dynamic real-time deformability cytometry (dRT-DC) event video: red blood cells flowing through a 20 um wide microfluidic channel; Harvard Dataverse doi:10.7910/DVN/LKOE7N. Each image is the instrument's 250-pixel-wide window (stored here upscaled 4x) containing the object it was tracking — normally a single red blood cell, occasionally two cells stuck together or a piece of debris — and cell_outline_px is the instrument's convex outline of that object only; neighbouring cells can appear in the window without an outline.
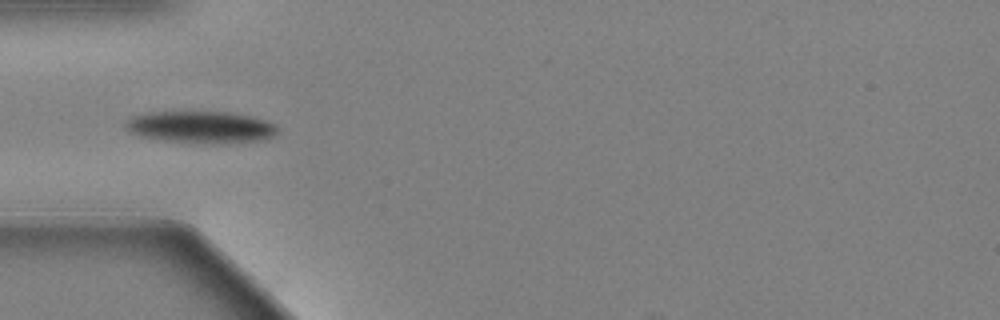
{"species": "Egyptian fruit bat (a non-hibernating species)", "species_latin": "Rousettus aegyptiacus", "temperature_condition": "warm", "stored_images_in_passage": 7, "camera_frame_rate_fps": 3000, "um_per_image_px": 0.085, "animal": {"sex": "female"}, "frame": {"image": 1, "passage_image": 1, "time_ms": 0.0, "image_size_px": [1000, 320], "cell_outline_px": [[276, 132], [272, 136], [264, 140], [224, 144], [212, 144], [164, 140], [140, 136], [128, 132], [124, 128], [124, 120], [132, 116], [148, 112], [228, 112], [252, 116], [276, 124]], "centroid_in_image_um": [17.03, 10.81], "position_along_channel_um": 68.0, "area_um2": 28.61}}
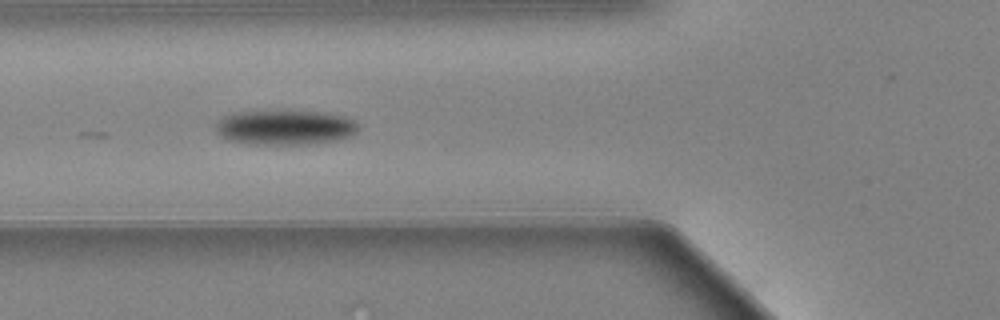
{"frame": {"image": 2, "passage_image": 4, "time_ms": 1.0, "image_size_px": [1000, 320], "cell_outline_px": [[360, 128], [352, 136], [340, 140], [316, 144], [252, 144], [228, 140], [216, 132], [216, 124], [224, 116], [236, 112], [324, 112], [344, 116], [352, 120]], "centroid_in_image_um": [24.27, 10.86], "position_along_channel_um": 101.5, "area_um2": 28.73}}
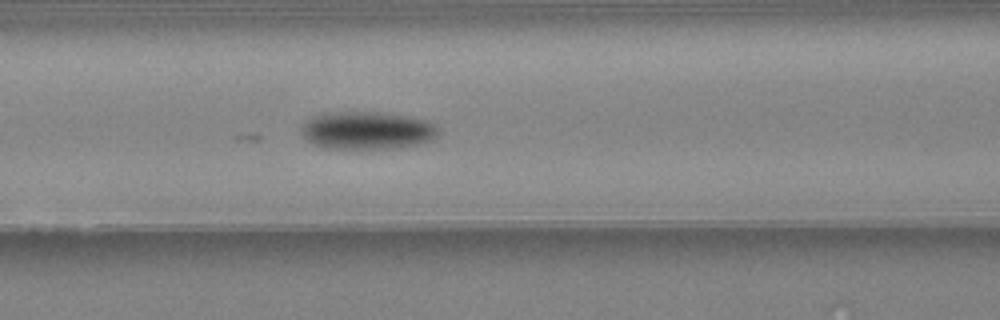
{"frame": {"image": 3, "passage_image": 7, "time_ms": 2.0, "image_size_px": [1000, 320], "cell_outline_px": [[440, 132], [432, 140], [400, 148], [324, 148], [312, 144], [300, 132], [304, 124], [312, 116], [344, 112], [376, 112], [404, 116], [424, 120], [432, 124]], "centroid_in_image_um": [31.19, 11.1], "position_along_channel_um": 135.4, "area_um2": 29.59}}